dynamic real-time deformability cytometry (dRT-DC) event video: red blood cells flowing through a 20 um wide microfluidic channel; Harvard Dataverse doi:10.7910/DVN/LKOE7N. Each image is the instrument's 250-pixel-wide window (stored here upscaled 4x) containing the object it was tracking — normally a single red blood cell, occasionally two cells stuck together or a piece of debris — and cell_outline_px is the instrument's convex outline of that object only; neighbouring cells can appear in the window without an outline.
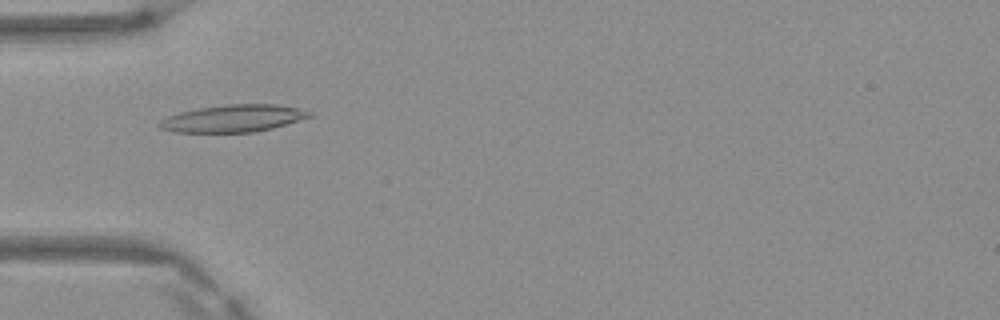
{"species": "Egyptian fruit bat (a non-hibernating species)", "species_latin": "Rousettus aegyptiacus", "temperature_condition": "warm", "stored_images_in_passage": 5, "camera_frame_rate_fps": 3000, "um_per_image_px": 0.085, "frame": {"image": 1, "passage_image": 4, "time_ms": 1.0, "image_size_px": [1000, 320], "cell_outline_px": [[316, 112], [312, 116], [300, 120], [272, 128], [256, 132], [176, 132], [160, 128], [156, 124], [160, 120], [168, 116], [180, 112], [200, 108], [228, 104], [276, 104], [300, 108]], "centroid_in_image_um": [19.87, 10.06], "position_along_channel_um": 65.1, "area_um2": 23.87}}
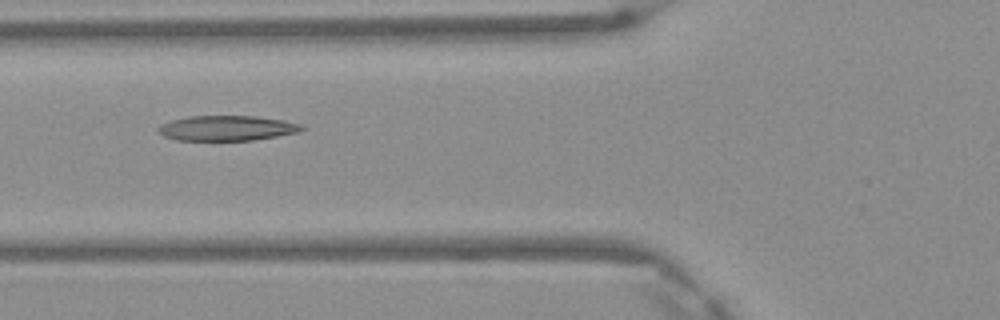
{"frame": {"image": 2, "passage_image": 5, "time_ms": 1.333, "image_size_px": [1000, 320], "cell_outline_px": [[304, 128], [300, 132], [252, 140], [176, 140], [164, 136], [156, 128], [160, 124], [172, 120], [188, 116], [256, 116], [284, 120], [300, 124]], "centroid_in_image_um": [19.27, 10.89], "position_along_channel_um": 106.5, "area_um2": 20.92}}